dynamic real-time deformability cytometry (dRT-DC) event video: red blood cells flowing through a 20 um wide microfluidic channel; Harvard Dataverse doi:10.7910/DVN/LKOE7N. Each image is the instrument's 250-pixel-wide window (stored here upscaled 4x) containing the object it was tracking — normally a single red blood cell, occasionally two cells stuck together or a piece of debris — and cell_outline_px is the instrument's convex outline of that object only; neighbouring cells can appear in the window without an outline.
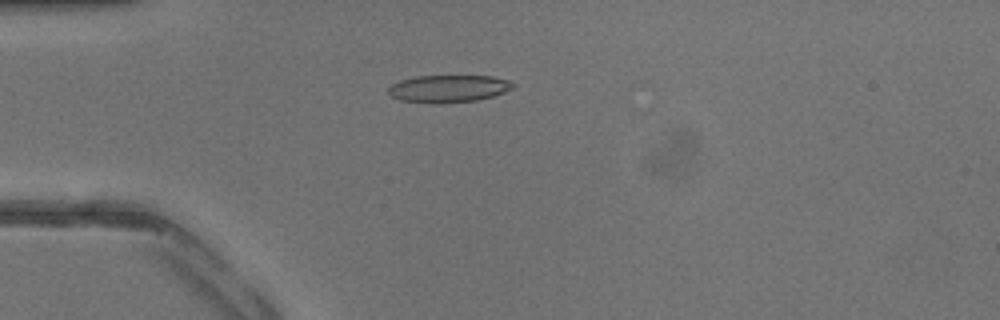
{"species": "common noctule bat (a hibernating species)", "species_latin": "Nyctalus noctula", "temperature_condition": "warm", "stored_images_in_passage": 42, "camera_frame_rate_fps": 3000, "um_per_image_px": 0.085, "animal": {"sex": "male", "body_mass_g": 13.3}, "frame": {"image": 1, "passage_image": 12, "time_ms": 3.667, "image_size_px": [1000, 320], "cell_outline_px": [[516, 88], [492, 96], [476, 100], [436, 104], [432, 104], [400, 100], [392, 96], [388, 92], [388, 88], [392, 84], [400, 80], [416, 76], [492, 76], [508, 80], [516, 84]], "centroid_in_image_um": [38.13, 7.53], "position_along_channel_um": 46.9, "area_um2": 20.0}}
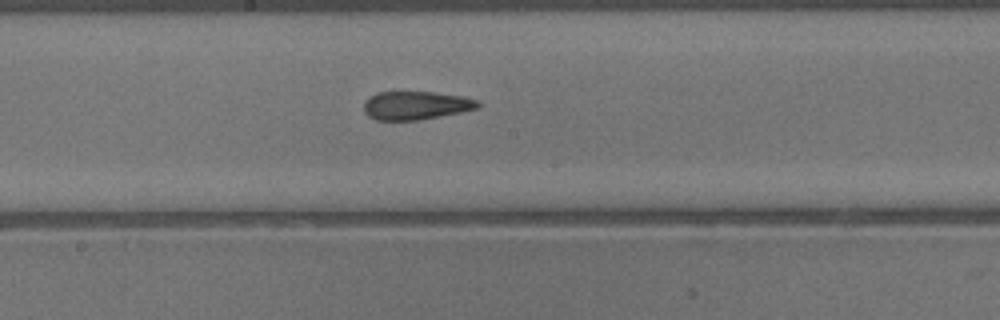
{"frame": {"image": 2, "passage_image": 23, "time_ms": 7.333, "image_size_px": [1000, 320], "cell_outline_px": [[480, 108], [420, 120], [376, 120], [368, 116], [364, 112], [364, 100], [368, 96], [376, 92], [432, 92], [464, 96], [480, 100]], "centroid_in_image_um": [35.35, 8.95], "position_along_channel_um": 212.9, "area_um2": 19.13}}
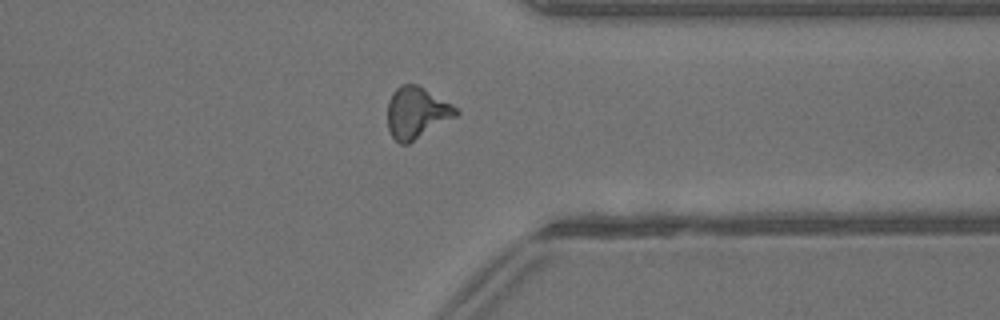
{"frame": {"image": 3, "passage_image": 33, "time_ms": 10.667, "image_size_px": [1000, 320], "cell_outline_px": [[460, 112], [456, 116], [408, 144], [400, 144], [392, 136], [388, 128], [388, 100], [392, 92], [400, 84], [416, 84], [424, 88], [452, 104]], "centroid_in_image_um": [35.39, 9.57], "position_along_channel_um": 376.0, "area_um2": 20.4}}